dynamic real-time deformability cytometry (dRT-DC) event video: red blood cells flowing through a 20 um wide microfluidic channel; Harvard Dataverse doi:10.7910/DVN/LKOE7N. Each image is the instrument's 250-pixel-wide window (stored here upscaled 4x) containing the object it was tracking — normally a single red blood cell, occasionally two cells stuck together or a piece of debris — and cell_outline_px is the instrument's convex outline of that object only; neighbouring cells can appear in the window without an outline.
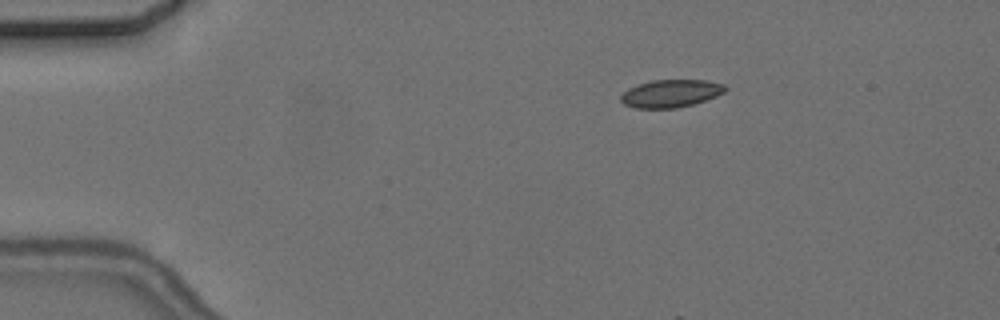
{"species": "common noctule bat (a hibernating species)", "species_latin": "Nyctalus noctula", "temperature_condition": "cold", "stored_images_in_passage": 4, "camera_frame_rate_fps": 3000, "um_per_image_px": 0.085, "animal": {"sex": "female", "body_mass_g": 24.6, "forearm_length_mm": 56.2}, "frame": {"image": 1, "passage_image": 2, "time_ms": 2.0, "image_size_px": [1000, 320], "cell_outline_px": [[728, 88], [724, 92], [716, 96], [692, 104], [676, 108], [636, 108], [624, 104], [620, 100], [620, 96], [628, 88], [652, 80], [704, 80], [724, 84]], "centroid_in_image_um": [57.01, 7.94], "position_along_channel_um": 28.0, "area_um2": 16.7}}